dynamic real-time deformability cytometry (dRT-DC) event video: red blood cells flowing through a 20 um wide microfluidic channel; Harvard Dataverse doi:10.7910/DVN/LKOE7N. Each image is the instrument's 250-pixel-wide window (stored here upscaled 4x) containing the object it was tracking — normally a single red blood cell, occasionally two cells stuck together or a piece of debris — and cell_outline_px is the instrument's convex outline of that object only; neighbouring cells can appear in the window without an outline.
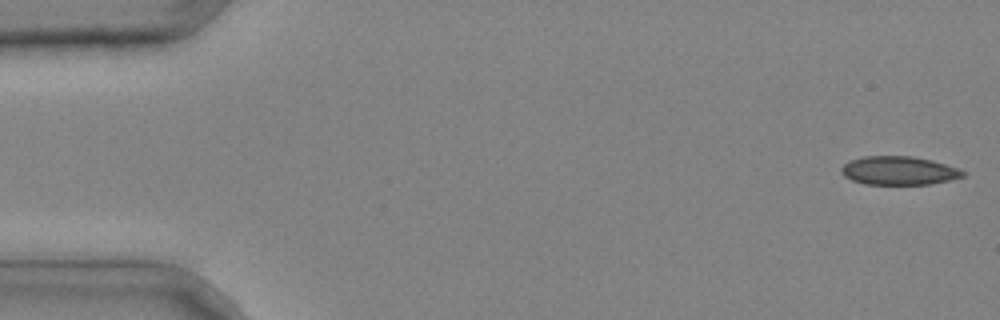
{"species": "common noctule bat (a hibernating species)", "species_latin": "Nyctalus noctula", "temperature_condition": "cold", "stored_images_in_passage": 41, "camera_frame_rate_fps": 3000, "um_per_image_px": 0.085, "animal": {"sex": "male", "body_mass_g": 20.4}, "frame": {"image": 1, "passage_image": 1, "time_ms": 0.0, "image_size_px": [1000, 320], "cell_outline_px": [[968, 172], [964, 176], [948, 180], [928, 184], [864, 184], [852, 180], [844, 176], [840, 172], [840, 168], [848, 160], [864, 156], [912, 156], [932, 160], [960, 168]], "centroid_in_image_um": [76.4, 14.49], "position_along_channel_um": 8.6, "area_um2": 20.4}}
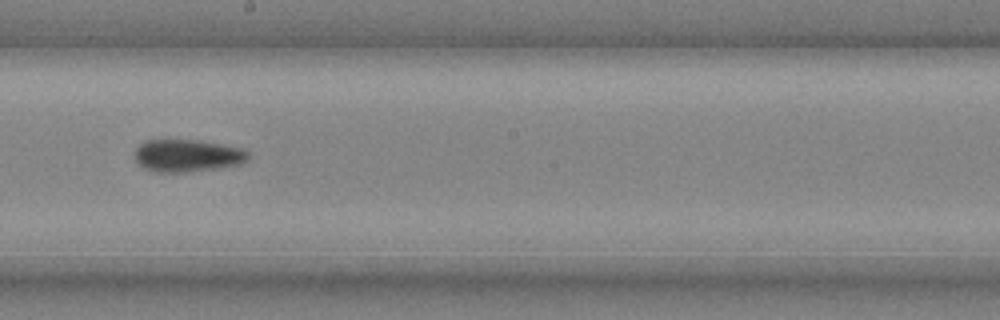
{"frame": {"image": 2, "passage_image": 24, "time_ms": 7.667, "image_size_px": [1000, 320], "cell_outline_px": [[248, 160], [244, 164], [188, 172], [156, 172], [144, 168], [136, 160], [136, 148], [144, 140], [196, 140], [244, 148], [248, 152]], "centroid_in_image_um": [15.96, 13.23], "position_along_channel_um": 232.2, "area_um2": 21.44}}
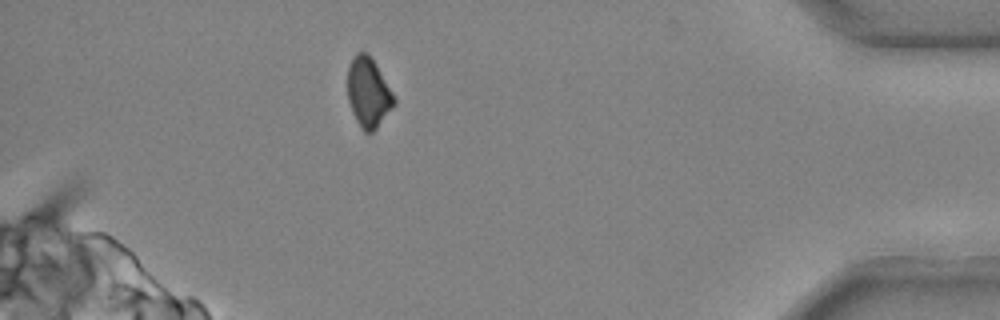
{"frame": {"image": 3, "passage_image": 38, "time_ms": 12.333, "image_size_px": [1000, 320], "cell_outline_px": [[396, 104], [376, 128], [372, 132], [364, 132], [360, 128], [352, 112], [348, 100], [348, 68], [356, 52], [368, 52], [392, 92], [396, 100]], "centroid_in_image_um": [31.31, 7.88], "position_along_channel_um": 403.9, "area_um2": 18.67}}